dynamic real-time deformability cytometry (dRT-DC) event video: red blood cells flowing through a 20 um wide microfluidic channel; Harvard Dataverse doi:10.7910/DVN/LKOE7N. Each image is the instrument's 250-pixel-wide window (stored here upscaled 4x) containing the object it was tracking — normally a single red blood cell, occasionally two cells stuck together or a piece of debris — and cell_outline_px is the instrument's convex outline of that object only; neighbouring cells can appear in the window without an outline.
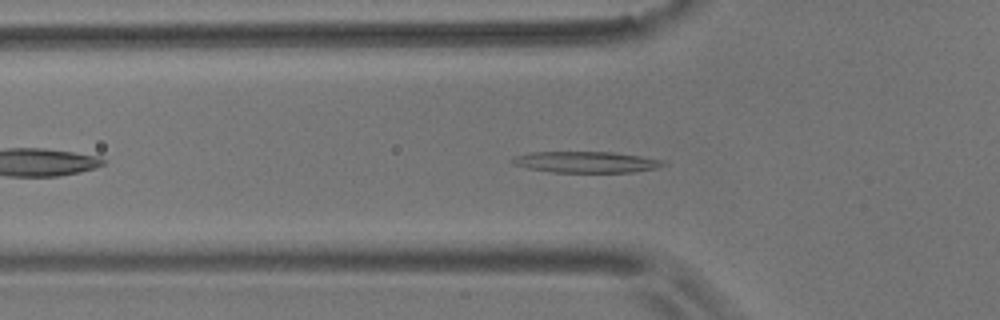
{"species": "common noctule bat (a hibernating species)", "species_latin": "Nyctalus noctula", "temperature_condition": "room temperature", "stored_images_in_passage": 46, "camera_frame_rate_fps": 3000, "um_per_image_px": 0.085, "animal": {"sex": "male", "body_mass_g": 17.9}, "frame": {"image": 1, "passage_image": 9, "time_ms": 2.667, "image_size_px": [1000, 320], "cell_outline_px": [[668, 164], [656, 168], [632, 172], [552, 172], [528, 168], [512, 164], [508, 160], [516, 156], [532, 152], [612, 152], [640, 156], [664, 160]], "centroid_in_image_um": [49.81, 13.77], "position_along_channel_um": 76.0, "area_um2": 18.61}}
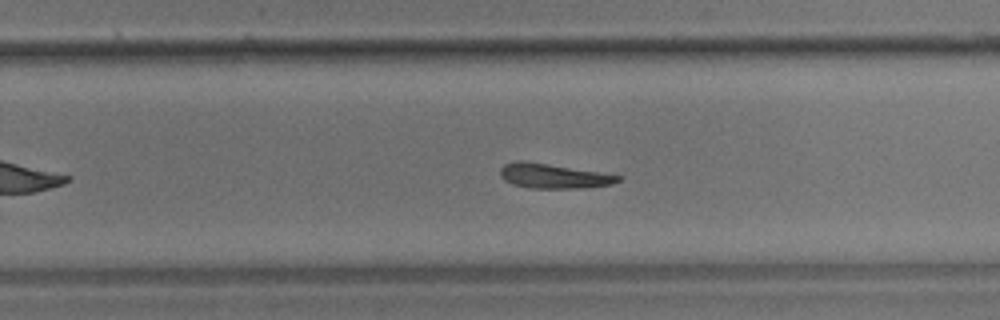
{"frame": {"image": 2, "passage_image": 26, "time_ms": 8.333, "image_size_px": [1000, 320], "cell_outline_px": [[624, 176], [620, 180], [612, 184], [580, 188], [528, 188], [512, 184], [504, 180], [500, 176], [500, 168], [504, 164], [516, 160], [520, 160], [548, 164]], "centroid_in_image_um": [47.0, 14.96], "position_along_channel_um": 282.8, "area_um2": 16.88}}
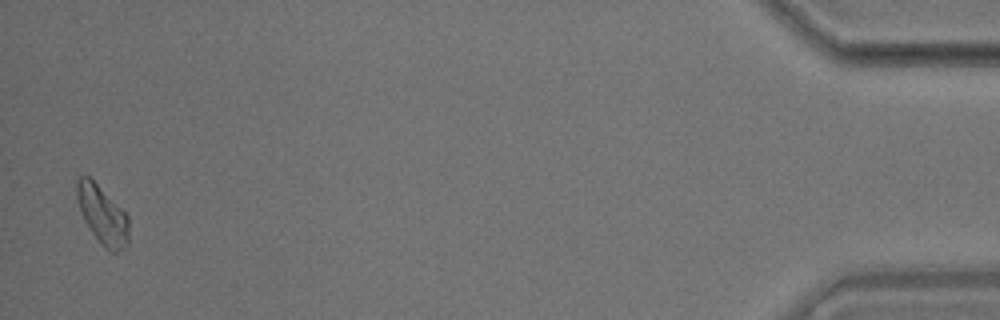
{"frame": {"image": 3, "passage_image": 45, "time_ms": 14.667, "image_size_px": [1000, 320], "cell_outline_px": [[128, 244], [124, 248], [116, 252], [112, 252], [104, 248], [92, 232], [84, 220], [80, 212], [76, 200], [76, 180], [80, 176], [88, 176], [128, 216]], "centroid_in_image_um": [8.68, 18.29], "position_along_channel_um": 426.5, "area_um2": 17.4}}